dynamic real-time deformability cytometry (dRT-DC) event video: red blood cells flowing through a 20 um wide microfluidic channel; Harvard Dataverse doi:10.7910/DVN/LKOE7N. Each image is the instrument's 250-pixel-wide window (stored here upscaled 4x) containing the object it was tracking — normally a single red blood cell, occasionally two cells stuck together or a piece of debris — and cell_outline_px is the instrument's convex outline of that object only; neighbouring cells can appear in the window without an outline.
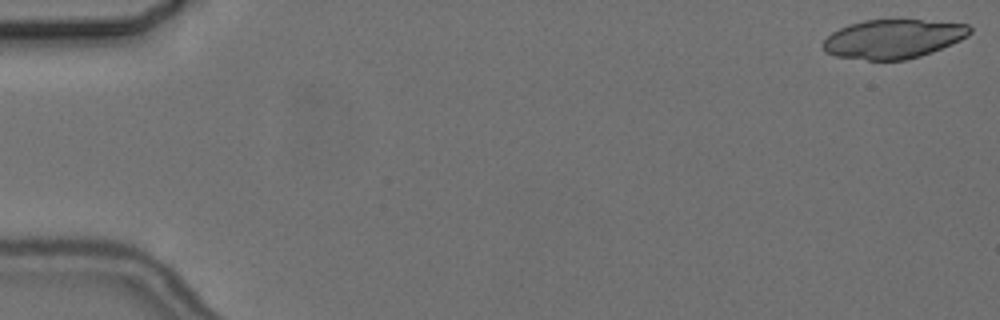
{"species": "common noctule bat (a hibernating species)", "species_latin": "Nyctalus noctula", "temperature_condition": "cold", "stored_images_in_passage": 8, "camera_frame_rate_fps": 3000, "um_per_image_px": 0.085, "animal": {"sex": "female", "body_mass_g": 24.6, "forearm_length_mm": 56.2}, "frame": {"image": 1, "passage_image": 1, "time_ms": 0.0, "image_size_px": [1000, 320], "cell_outline_px": [[972, 32], [968, 36], [952, 44], [932, 52], [920, 56], [904, 60], [868, 60], [836, 56], [824, 52], [824, 40], [832, 32], [848, 24], [864, 20], [920, 20], [968, 24], [972, 28]], "centroid_in_image_um": [75.93, 3.31], "position_along_channel_um": 9.1, "area_um2": 33.29}}
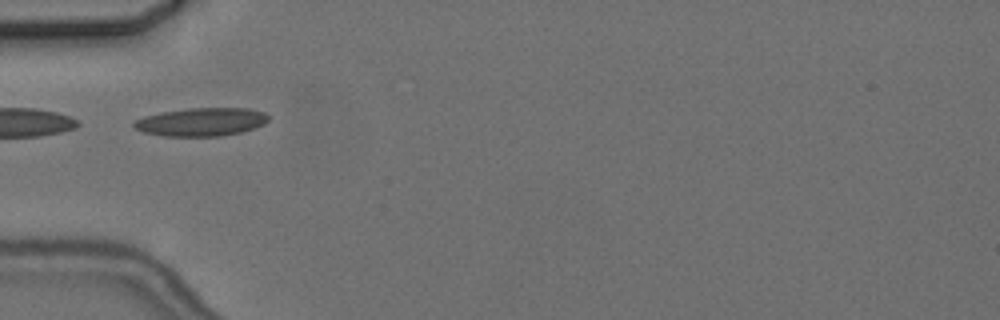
{"frame": {"image": 2, "passage_image": 6, "time_ms": 6.0, "image_size_px": [1000, 320], "cell_outline_px": [[268, 120], [264, 124], [256, 128], [240, 132], [220, 136], [164, 136], [144, 132], [136, 128], [132, 124], [132, 120], [144, 116], [160, 112], [188, 108], [248, 108], [264, 112], [268, 116]], "centroid_in_image_um": [17.09, 10.35], "position_along_channel_um": 67.9, "area_um2": 22.25}}
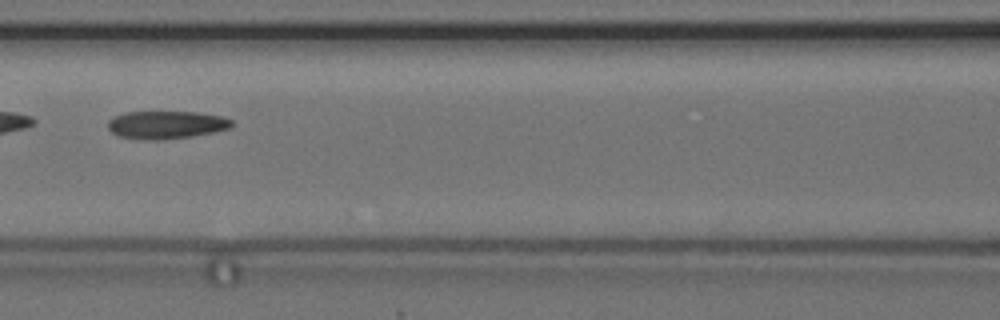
{"frame": {"image": 3, "passage_image": 8, "time_ms": 8.333, "image_size_px": [1000, 320], "cell_outline_px": [[232, 128], [192, 136], [156, 140], [120, 136], [112, 132], [108, 128], [108, 120], [124, 112], [200, 112], [224, 116], [232, 120]], "centroid_in_image_um": [14.18, 10.59], "position_along_channel_um": 152.4, "area_um2": 19.94}}